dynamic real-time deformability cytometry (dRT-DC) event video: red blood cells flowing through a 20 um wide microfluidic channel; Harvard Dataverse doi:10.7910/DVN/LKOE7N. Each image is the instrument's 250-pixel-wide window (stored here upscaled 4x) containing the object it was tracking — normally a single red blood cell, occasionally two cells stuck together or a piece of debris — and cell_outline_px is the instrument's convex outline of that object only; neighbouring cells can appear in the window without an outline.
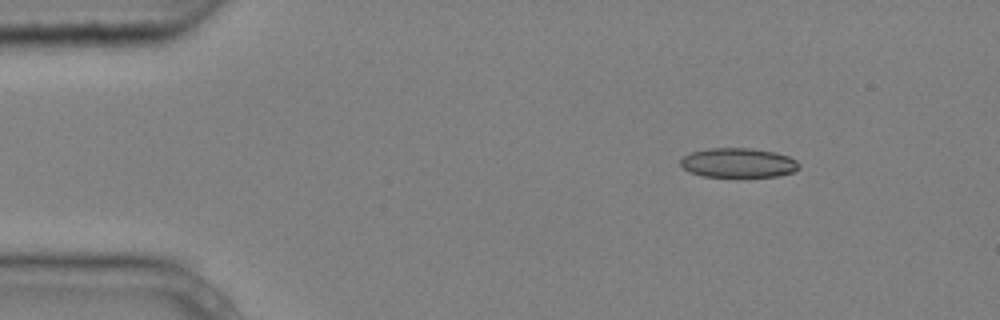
{"species": "common noctule bat (a hibernating species)", "species_latin": "Nyctalus noctula", "temperature_condition": "cold", "stored_images_in_passage": 3, "camera_frame_rate_fps": 3000, "um_per_image_px": 0.085, "animal": {"sex": "male", "body_mass_g": 20.4}, "frame": {"image": 1, "passage_image": 1, "time_ms": 0.0, "image_size_px": [1000, 320], "cell_outline_px": [[800, 168], [792, 172], [776, 176], [704, 176], [688, 172], [680, 164], [680, 160], [684, 156], [692, 152], [708, 148], [748, 148], [776, 152], [788, 156], [796, 160], [800, 164]], "centroid_in_image_um": [62.75, 13.83], "position_along_channel_um": 22.2, "area_um2": 20.23}}